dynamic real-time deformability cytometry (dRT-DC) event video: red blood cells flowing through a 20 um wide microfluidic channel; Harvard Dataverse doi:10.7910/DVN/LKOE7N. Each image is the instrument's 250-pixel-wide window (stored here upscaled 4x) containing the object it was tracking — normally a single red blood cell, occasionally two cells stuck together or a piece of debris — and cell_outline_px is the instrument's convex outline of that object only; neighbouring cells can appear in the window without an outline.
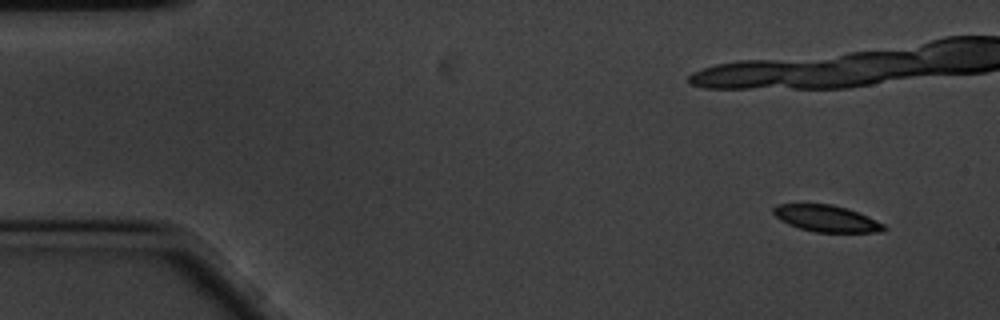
{"species": "common noctule bat (a hibernating species)", "species_latin": "Nyctalus noctula", "temperature_condition": "cold", "stored_images_in_passage": 25, "camera_frame_rate_fps": 3000, "um_per_image_px": 0.085, "animal": {"sex": "male", "body_mass_g": 20.1, "forearm_length_mm": 53.5}, "frame": {"image": 1, "passage_image": 4, "time_ms": 1.0, "image_size_px": [1000, 320], "cell_outline_px": [[888, 228], [884, 232], [816, 232], [800, 228], [788, 224], [780, 220], [772, 212], [772, 208], [776, 204], [832, 204], [848, 208], [868, 216], [884, 224]], "centroid_in_image_um": [70.27, 18.57], "position_along_channel_um": 14.7, "area_um2": 17.22}}